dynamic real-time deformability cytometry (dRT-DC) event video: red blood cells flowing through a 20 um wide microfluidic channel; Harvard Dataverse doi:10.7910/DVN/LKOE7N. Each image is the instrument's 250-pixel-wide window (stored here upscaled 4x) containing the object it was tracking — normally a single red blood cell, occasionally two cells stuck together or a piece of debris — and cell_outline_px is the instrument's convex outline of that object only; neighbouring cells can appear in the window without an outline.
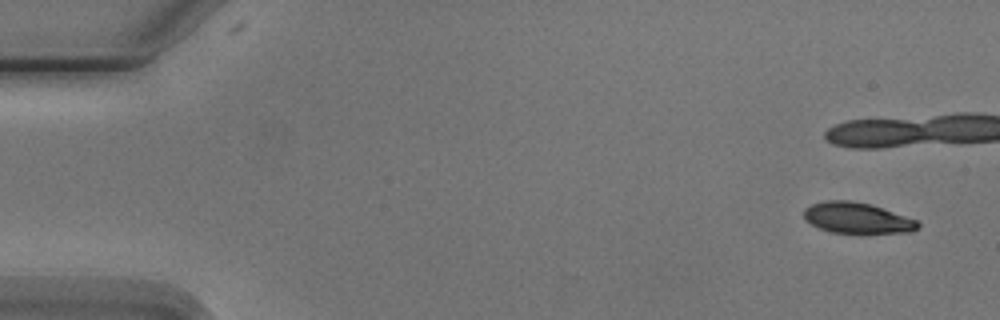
{"species": "Egyptian fruit bat (a non-hibernating species)", "species_latin": "Rousettus aegyptiacus", "temperature_condition": "cold", "stored_images_in_passage": 6, "camera_frame_rate_fps": 3000, "um_per_image_px": 0.085, "animal": {"sex": "male"}, "frame": {"image": 1, "passage_image": 1, "time_ms": 0.0, "image_size_px": [1000, 320], "cell_outline_px": [[920, 228], [912, 232], [864, 236], [860, 236], [832, 232], [820, 228], [804, 220], [804, 208], [812, 204], [828, 200], [852, 200], [868, 204], [916, 220], [920, 224]], "centroid_in_image_um": [72.88, 18.59], "position_along_channel_um": 12.1, "area_um2": 21.21}}